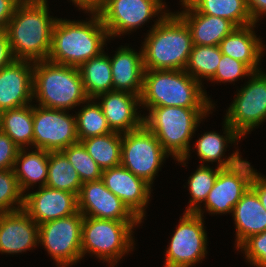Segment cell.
<instances>
[{"mask_svg":"<svg viewBox=\"0 0 266 267\" xmlns=\"http://www.w3.org/2000/svg\"><path fill=\"white\" fill-rule=\"evenodd\" d=\"M203 219L194 212L183 214L166 250L164 267H192L205 257L207 235Z\"/></svg>","mask_w":266,"mask_h":267,"instance_id":"11","label":"cell"},{"mask_svg":"<svg viewBox=\"0 0 266 267\" xmlns=\"http://www.w3.org/2000/svg\"><path fill=\"white\" fill-rule=\"evenodd\" d=\"M23 205L24 194L20 190L14 170H0V214L21 210Z\"/></svg>","mask_w":266,"mask_h":267,"instance_id":"36","label":"cell"},{"mask_svg":"<svg viewBox=\"0 0 266 267\" xmlns=\"http://www.w3.org/2000/svg\"><path fill=\"white\" fill-rule=\"evenodd\" d=\"M224 134L225 136L219 135L216 132H207L201 135L196 141L197 154L200 157V161L203 164L207 162H218V167L221 169L230 168L237 165L242 159L239 156L238 150L229 156L225 161L222 159L224 152L227 148V143H235L240 135L226 122L224 121Z\"/></svg>","mask_w":266,"mask_h":267,"instance_id":"25","label":"cell"},{"mask_svg":"<svg viewBox=\"0 0 266 267\" xmlns=\"http://www.w3.org/2000/svg\"><path fill=\"white\" fill-rule=\"evenodd\" d=\"M71 1H73L72 3H74L77 7H80L79 9L86 10V12L88 10H95L102 2V0H71Z\"/></svg>","mask_w":266,"mask_h":267,"instance_id":"44","label":"cell"},{"mask_svg":"<svg viewBox=\"0 0 266 267\" xmlns=\"http://www.w3.org/2000/svg\"><path fill=\"white\" fill-rule=\"evenodd\" d=\"M6 32H0V69L14 61Z\"/></svg>","mask_w":266,"mask_h":267,"instance_id":"41","label":"cell"},{"mask_svg":"<svg viewBox=\"0 0 266 267\" xmlns=\"http://www.w3.org/2000/svg\"><path fill=\"white\" fill-rule=\"evenodd\" d=\"M49 151L36 148L26 152L25 148L18 151L14 172L22 193L39 181V187L46 186L48 177Z\"/></svg>","mask_w":266,"mask_h":267,"instance_id":"26","label":"cell"},{"mask_svg":"<svg viewBox=\"0 0 266 267\" xmlns=\"http://www.w3.org/2000/svg\"><path fill=\"white\" fill-rule=\"evenodd\" d=\"M161 14L142 46L144 69L185 70L193 47L190 30L177 14Z\"/></svg>","mask_w":266,"mask_h":267,"instance_id":"3","label":"cell"},{"mask_svg":"<svg viewBox=\"0 0 266 267\" xmlns=\"http://www.w3.org/2000/svg\"><path fill=\"white\" fill-rule=\"evenodd\" d=\"M221 57L219 46L193 45L185 71L202 84L201 78L210 80L215 75Z\"/></svg>","mask_w":266,"mask_h":267,"instance_id":"32","label":"cell"},{"mask_svg":"<svg viewBox=\"0 0 266 267\" xmlns=\"http://www.w3.org/2000/svg\"><path fill=\"white\" fill-rule=\"evenodd\" d=\"M47 0L18 3L6 33L15 60H47L57 21L48 13Z\"/></svg>","mask_w":266,"mask_h":267,"instance_id":"1","label":"cell"},{"mask_svg":"<svg viewBox=\"0 0 266 267\" xmlns=\"http://www.w3.org/2000/svg\"><path fill=\"white\" fill-rule=\"evenodd\" d=\"M17 4L16 0H0V32L6 31Z\"/></svg>","mask_w":266,"mask_h":267,"instance_id":"40","label":"cell"},{"mask_svg":"<svg viewBox=\"0 0 266 267\" xmlns=\"http://www.w3.org/2000/svg\"><path fill=\"white\" fill-rule=\"evenodd\" d=\"M212 108L152 107L143 124L156 136L168 155L185 163L190 156V139L200 120Z\"/></svg>","mask_w":266,"mask_h":267,"instance_id":"6","label":"cell"},{"mask_svg":"<svg viewBox=\"0 0 266 267\" xmlns=\"http://www.w3.org/2000/svg\"><path fill=\"white\" fill-rule=\"evenodd\" d=\"M19 149L10 137L0 130V170L14 168Z\"/></svg>","mask_w":266,"mask_h":267,"instance_id":"39","label":"cell"},{"mask_svg":"<svg viewBox=\"0 0 266 267\" xmlns=\"http://www.w3.org/2000/svg\"><path fill=\"white\" fill-rule=\"evenodd\" d=\"M254 173L255 170L245 160L222 169L205 200L206 210L211 214L232 213L237 202L250 187Z\"/></svg>","mask_w":266,"mask_h":267,"instance_id":"14","label":"cell"},{"mask_svg":"<svg viewBox=\"0 0 266 267\" xmlns=\"http://www.w3.org/2000/svg\"><path fill=\"white\" fill-rule=\"evenodd\" d=\"M250 187L257 193L262 206L266 210V178L255 171Z\"/></svg>","mask_w":266,"mask_h":267,"instance_id":"42","label":"cell"},{"mask_svg":"<svg viewBox=\"0 0 266 267\" xmlns=\"http://www.w3.org/2000/svg\"><path fill=\"white\" fill-rule=\"evenodd\" d=\"M18 3H25V2H31L34 0H16Z\"/></svg>","mask_w":266,"mask_h":267,"instance_id":"45","label":"cell"},{"mask_svg":"<svg viewBox=\"0 0 266 267\" xmlns=\"http://www.w3.org/2000/svg\"><path fill=\"white\" fill-rule=\"evenodd\" d=\"M255 23L236 27L219 44L222 54L245 63L253 72L259 71L258 64L261 60L264 46L253 31Z\"/></svg>","mask_w":266,"mask_h":267,"instance_id":"24","label":"cell"},{"mask_svg":"<svg viewBox=\"0 0 266 267\" xmlns=\"http://www.w3.org/2000/svg\"><path fill=\"white\" fill-rule=\"evenodd\" d=\"M139 53L128 47H121L110 59L114 91L141 95L143 87L144 64L142 49Z\"/></svg>","mask_w":266,"mask_h":267,"instance_id":"22","label":"cell"},{"mask_svg":"<svg viewBox=\"0 0 266 267\" xmlns=\"http://www.w3.org/2000/svg\"><path fill=\"white\" fill-rule=\"evenodd\" d=\"M90 101H92V99H88V101L85 102L87 105H85L80 112L78 111V114L76 113L75 116L79 141L112 132L101 106L97 102Z\"/></svg>","mask_w":266,"mask_h":267,"instance_id":"33","label":"cell"},{"mask_svg":"<svg viewBox=\"0 0 266 267\" xmlns=\"http://www.w3.org/2000/svg\"><path fill=\"white\" fill-rule=\"evenodd\" d=\"M122 135L121 165L152 185L167 153L144 124Z\"/></svg>","mask_w":266,"mask_h":267,"instance_id":"8","label":"cell"},{"mask_svg":"<svg viewBox=\"0 0 266 267\" xmlns=\"http://www.w3.org/2000/svg\"><path fill=\"white\" fill-rule=\"evenodd\" d=\"M61 152L76 169L82 184L101 179L103 170L88 154L80 141L69 145Z\"/></svg>","mask_w":266,"mask_h":267,"instance_id":"35","label":"cell"},{"mask_svg":"<svg viewBox=\"0 0 266 267\" xmlns=\"http://www.w3.org/2000/svg\"><path fill=\"white\" fill-rule=\"evenodd\" d=\"M84 90L89 99L113 91L110 57L103 52L84 62L79 68Z\"/></svg>","mask_w":266,"mask_h":267,"instance_id":"27","label":"cell"},{"mask_svg":"<svg viewBox=\"0 0 266 267\" xmlns=\"http://www.w3.org/2000/svg\"><path fill=\"white\" fill-rule=\"evenodd\" d=\"M39 243V225L23 210L0 214V252L21 253Z\"/></svg>","mask_w":266,"mask_h":267,"instance_id":"19","label":"cell"},{"mask_svg":"<svg viewBox=\"0 0 266 267\" xmlns=\"http://www.w3.org/2000/svg\"><path fill=\"white\" fill-rule=\"evenodd\" d=\"M101 179L105 187L120 198L142 222L145 206L150 199L151 185L122 165L103 170Z\"/></svg>","mask_w":266,"mask_h":267,"instance_id":"16","label":"cell"},{"mask_svg":"<svg viewBox=\"0 0 266 267\" xmlns=\"http://www.w3.org/2000/svg\"><path fill=\"white\" fill-rule=\"evenodd\" d=\"M247 85L238 90L225 121L241 136L266 119V73L253 72Z\"/></svg>","mask_w":266,"mask_h":267,"instance_id":"10","label":"cell"},{"mask_svg":"<svg viewBox=\"0 0 266 267\" xmlns=\"http://www.w3.org/2000/svg\"><path fill=\"white\" fill-rule=\"evenodd\" d=\"M253 23L259 20L260 15L266 14V0H246Z\"/></svg>","mask_w":266,"mask_h":267,"instance_id":"43","label":"cell"},{"mask_svg":"<svg viewBox=\"0 0 266 267\" xmlns=\"http://www.w3.org/2000/svg\"><path fill=\"white\" fill-rule=\"evenodd\" d=\"M163 0H102L95 9L109 38L143 25L164 9Z\"/></svg>","mask_w":266,"mask_h":267,"instance_id":"12","label":"cell"},{"mask_svg":"<svg viewBox=\"0 0 266 267\" xmlns=\"http://www.w3.org/2000/svg\"><path fill=\"white\" fill-rule=\"evenodd\" d=\"M185 7L176 13L188 26L193 45L219 46L236 26L228 19L197 12L186 0H180Z\"/></svg>","mask_w":266,"mask_h":267,"instance_id":"21","label":"cell"},{"mask_svg":"<svg viewBox=\"0 0 266 267\" xmlns=\"http://www.w3.org/2000/svg\"><path fill=\"white\" fill-rule=\"evenodd\" d=\"M79 142L75 116L65 110L33 105V146L49 152L62 151Z\"/></svg>","mask_w":266,"mask_h":267,"instance_id":"13","label":"cell"},{"mask_svg":"<svg viewBox=\"0 0 266 267\" xmlns=\"http://www.w3.org/2000/svg\"><path fill=\"white\" fill-rule=\"evenodd\" d=\"M237 249H242L252 266L266 267V230L246 239Z\"/></svg>","mask_w":266,"mask_h":267,"instance_id":"38","label":"cell"},{"mask_svg":"<svg viewBox=\"0 0 266 267\" xmlns=\"http://www.w3.org/2000/svg\"><path fill=\"white\" fill-rule=\"evenodd\" d=\"M83 218L77 211L70 216L39 225V244L47 249L58 267H67L82 259Z\"/></svg>","mask_w":266,"mask_h":267,"instance_id":"9","label":"cell"},{"mask_svg":"<svg viewBox=\"0 0 266 267\" xmlns=\"http://www.w3.org/2000/svg\"><path fill=\"white\" fill-rule=\"evenodd\" d=\"M197 12L228 19L236 27L253 23L246 0H186Z\"/></svg>","mask_w":266,"mask_h":267,"instance_id":"29","label":"cell"},{"mask_svg":"<svg viewBox=\"0 0 266 267\" xmlns=\"http://www.w3.org/2000/svg\"><path fill=\"white\" fill-rule=\"evenodd\" d=\"M201 85L185 70H145L140 105L213 108Z\"/></svg>","mask_w":266,"mask_h":267,"instance_id":"4","label":"cell"},{"mask_svg":"<svg viewBox=\"0 0 266 267\" xmlns=\"http://www.w3.org/2000/svg\"><path fill=\"white\" fill-rule=\"evenodd\" d=\"M80 142L88 154L102 170L121 165L122 134H109L89 137Z\"/></svg>","mask_w":266,"mask_h":267,"instance_id":"30","label":"cell"},{"mask_svg":"<svg viewBox=\"0 0 266 267\" xmlns=\"http://www.w3.org/2000/svg\"><path fill=\"white\" fill-rule=\"evenodd\" d=\"M236 226V248L254 234L266 230V210L257 193L249 187L233 208Z\"/></svg>","mask_w":266,"mask_h":267,"instance_id":"23","label":"cell"},{"mask_svg":"<svg viewBox=\"0 0 266 267\" xmlns=\"http://www.w3.org/2000/svg\"><path fill=\"white\" fill-rule=\"evenodd\" d=\"M252 73L253 71L245 63L222 54L215 75L210 80L231 83L246 75L251 77Z\"/></svg>","mask_w":266,"mask_h":267,"instance_id":"37","label":"cell"},{"mask_svg":"<svg viewBox=\"0 0 266 267\" xmlns=\"http://www.w3.org/2000/svg\"><path fill=\"white\" fill-rule=\"evenodd\" d=\"M141 221H115L83 218L81 235L82 258L88 252L114 266L128 251L133 249V227Z\"/></svg>","mask_w":266,"mask_h":267,"instance_id":"7","label":"cell"},{"mask_svg":"<svg viewBox=\"0 0 266 267\" xmlns=\"http://www.w3.org/2000/svg\"><path fill=\"white\" fill-rule=\"evenodd\" d=\"M31 62L14 60L0 69V112L31 103L34 67Z\"/></svg>","mask_w":266,"mask_h":267,"instance_id":"18","label":"cell"},{"mask_svg":"<svg viewBox=\"0 0 266 267\" xmlns=\"http://www.w3.org/2000/svg\"><path fill=\"white\" fill-rule=\"evenodd\" d=\"M23 210L38 224L70 216L78 211L74 193L47 186L24 194Z\"/></svg>","mask_w":266,"mask_h":267,"instance_id":"17","label":"cell"},{"mask_svg":"<svg viewBox=\"0 0 266 267\" xmlns=\"http://www.w3.org/2000/svg\"><path fill=\"white\" fill-rule=\"evenodd\" d=\"M99 98L102 100L98 104L112 132L124 134L143 125L144 116L138 115L136 108L137 105L140 106V96L113 90L98 95L95 99Z\"/></svg>","mask_w":266,"mask_h":267,"instance_id":"20","label":"cell"},{"mask_svg":"<svg viewBox=\"0 0 266 267\" xmlns=\"http://www.w3.org/2000/svg\"><path fill=\"white\" fill-rule=\"evenodd\" d=\"M222 169L217 167L215 170L210 166L201 164L199 168L190 176L188 180L189 192L191 195L190 204L185 212H194L203 216L199 203L205 202L207 196L214 186L218 173Z\"/></svg>","mask_w":266,"mask_h":267,"instance_id":"34","label":"cell"},{"mask_svg":"<svg viewBox=\"0 0 266 267\" xmlns=\"http://www.w3.org/2000/svg\"><path fill=\"white\" fill-rule=\"evenodd\" d=\"M46 186L61 191L79 194L82 182L76 169L61 152H49Z\"/></svg>","mask_w":266,"mask_h":267,"instance_id":"31","label":"cell"},{"mask_svg":"<svg viewBox=\"0 0 266 267\" xmlns=\"http://www.w3.org/2000/svg\"><path fill=\"white\" fill-rule=\"evenodd\" d=\"M88 22L58 19L52 33L51 49L47 60L79 68L84 62L99 56L109 36L95 10H88Z\"/></svg>","mask_w":266,"mask_h":267,"instance_id":"2","label":"cell"},{"mask_svg":"<svg viewBox=\"0 0 266 267\" xmlns=\"http://www.w3.org/2000/svg\"><path fill=\"white\" fill-rule=\"evenodd\" d=\"M34 97L41 107L65 111L81 103L85 104L89 99L77 67L49 60L34 62Z\"/></svg>","mask_w":266,"mask_h":267,"instance_id":"5","label":"cell"},{"mask_svg":"<svg viewBox=\"0 0 266 267\" xmlns=\"http://www.w3.org/2000/svg\"><path fill=\"white\" fill-rule=\"evenodd\" d=\"M78 211L85 217L115 221H140L123 203L105 187L102 179L85 182L77 195Z\"/></svg>","mask_w":266,"mask_h":267,"instance_id":"15","label":"cell"},{"mask_svg":"<svg viewBox=\"0 0 266 267\" xmlns=\"http://www.w3.org/2000/svg\"><path fill=\"white\" fill-rule=\"evenodd\" d=\"M0 130L20 149L33 146V106L28 104L0 112Z\"/></svg>","mask_w":266,"mask_h":267,"instance_id":"28","label":"cell"}]
</instances>
